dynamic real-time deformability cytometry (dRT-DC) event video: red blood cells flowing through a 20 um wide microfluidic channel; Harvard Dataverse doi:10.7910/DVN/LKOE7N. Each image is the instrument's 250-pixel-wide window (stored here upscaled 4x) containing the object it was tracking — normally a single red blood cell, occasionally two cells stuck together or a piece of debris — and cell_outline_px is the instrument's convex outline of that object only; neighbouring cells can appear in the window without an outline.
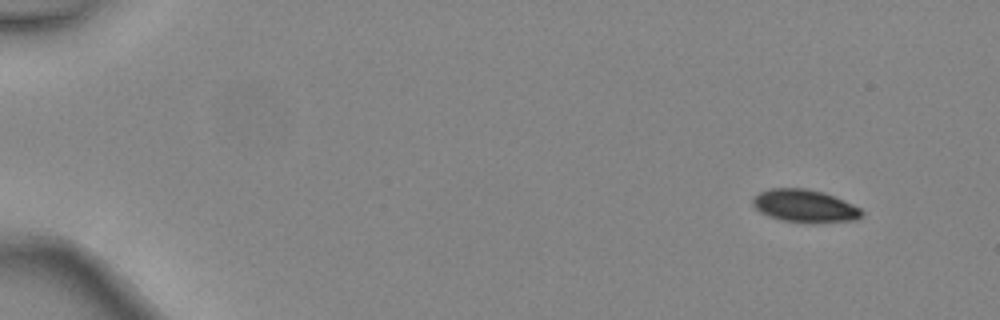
{"species": "common noctule bat (a hibernating species)", "species_latin": "Nyctalus noctula", "temperature_condition": "warm", "stored_images_in_passage": 5, "camera_frame_rate_fps": 3000, "um_per_image_px": 0.085, "animal": {"sex": "female", "body_mass_g": 24.6, "forearm_length_mm": 56.2}, "frame": {"image": 1, "passage_image": 1, "time_ms": 0.0, "image_size_px": [1000, 320], "cell_outline_px": [[864, 212], [856, 220], [812, 224], [808, 224], [780, 220], [768, 216], [760, 212], [752, 204], [752, 200], [760, 192], [772, 188], [804, 188], [824, 192], [852, 204], [860, 208]], "centroid_in_image_um": [68.41, 17.53], "position_along_channel_um": 16.6, "area_um2": 20.98}}